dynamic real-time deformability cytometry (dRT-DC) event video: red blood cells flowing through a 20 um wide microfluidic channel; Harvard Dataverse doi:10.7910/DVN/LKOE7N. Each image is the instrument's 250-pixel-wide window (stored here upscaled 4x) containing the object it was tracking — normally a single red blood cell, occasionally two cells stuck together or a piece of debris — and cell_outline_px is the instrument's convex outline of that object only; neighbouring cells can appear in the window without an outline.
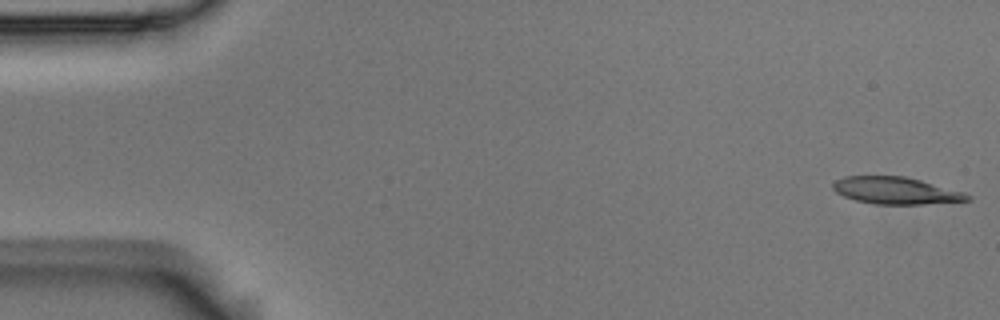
{"species": "Egyptian fruit bat (a non-hibernating species)", "species_latin": "Rousettus aegyptiacus", "temperature_condition": "room temperature", "stored_images_in_passage": 54, "camera_frame_rate_fps": 3000, "um_per_image_px": 0.085, "animal": {"sex": "male"}, "frame": {"image": 1, "passage_image": 1, "time_ms": 0.0, "image_size_px": [1000, 320], "cell_outline_px": [[972, 200], [924, 204], [876, 204], [856, 200], [844, 196], [836, 192], [832, 188], [832, 184], [836, 180], [844, 176], [904, 176], [920, 180], [964, 192], [972, 196]], "centroid_in_image_um": [76.15, 16.2], "position_along_channel_um": 8.8, "area_um2": 21.1}}
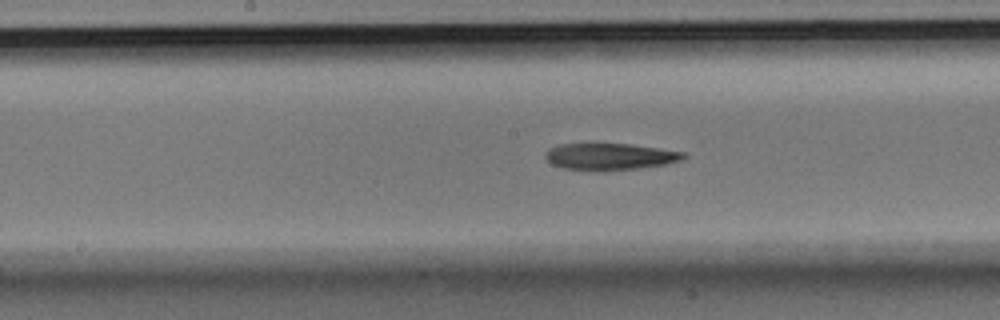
{"frame": {"image": 2, "passage_image": 27, "time_ms": 8.667, "image_size_px": [1000, 320], "cell_outline_px": [[688, 156], [684, 160], [664, 164], [640, 168], [600, 172], [596, 172], [564, 168], [552, 164], [544, 156], [544, 152], [548, 148], [560, 144], [632, 144], [660, 148], [684, 152]], "centroid_in_image_um": [51.85, 13.32], "position_along_channel_um": 196.4, "area_um2": 21.91}}
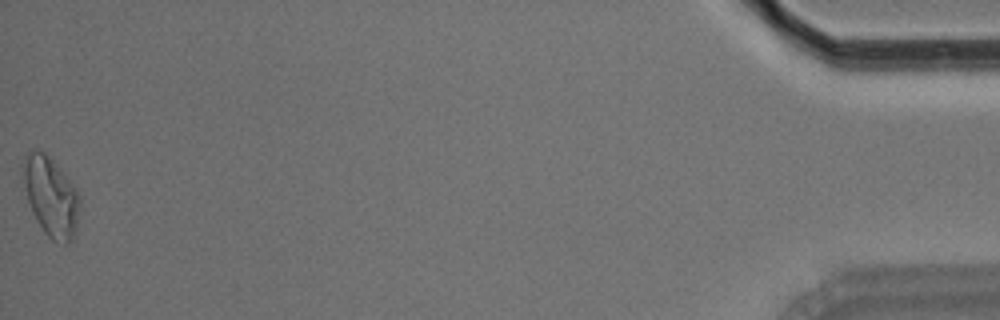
{"frame": {"image": 3, "passage_image": 54, "time_ms": 17.667, "image_size_px": [1000, 320], "cell_outline_px": [[80, 208], [76, 228], [72, 240], [68, 244], [64, 244], [52, 240], [44, 232], [36, 220], [32, 212], [28, 200], [20, 172], [20, 164], [24, 156], [28, 152], [36, 148], [44, 152], [52, 160], [76, 188], [80, 196]], "centroid_in_image_um": [4.3, 16.69], "position_along_channel_um": 430.9, "area_um2": 26.59}, "authors_computed_cell_mechanics": {"area_um2": 22.1085, "velocity_mm_per_s": 3.6988, "shape_relaxation_time_tau1_ms": 10.6259, "shape_relaxation_time_tau2_ms": null, "deformation_change_tau1": 0.2489, "deformation_change_tau2": null}}